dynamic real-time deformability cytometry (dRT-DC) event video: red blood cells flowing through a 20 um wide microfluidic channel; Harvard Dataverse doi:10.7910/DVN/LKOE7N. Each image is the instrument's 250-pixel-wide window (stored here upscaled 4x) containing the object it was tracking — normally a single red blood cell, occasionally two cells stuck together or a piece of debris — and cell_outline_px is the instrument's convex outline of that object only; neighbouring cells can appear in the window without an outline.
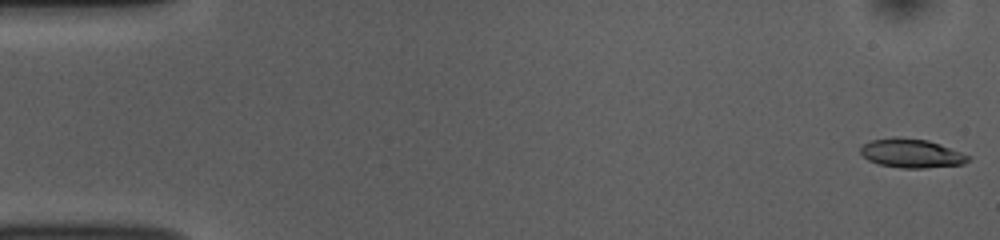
{"species": "common noctule bat (a hibernating species)", "species_latin": "Nyctalus noctula", "temperature_condition": "room temperature", "stored_images_in_passage": 52, "camera_frame_rate_fps": 3000, "um_per_image_px": 0.085, "animal": {"sex": "female", "body_mass_g": 10.0, "forearm_length_mm": 53.1}, "frame": {"image": 1, "passage_image": 1, "time_ms": 0.0, "image_size_px": [1000, 240], "cell_outline_px": [[972, 156], [964, 164], [924, 168], [900, 168], [880, 164], [868, 160], [860, 152], [860, 148], [864, 144], [872, 140], [892, 136], [928, 140], [940, 144]], "centroid_in_image_um": [77.48, 13.02], "position_along_channel_um": 7.5, "area_um2": 18.15}}
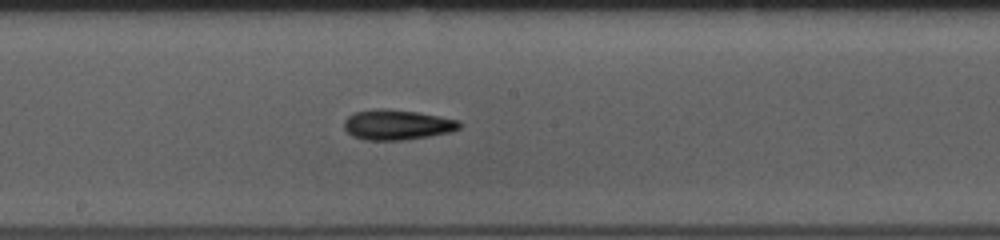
{"frame": {"image": 2, "passage_image": 28, "time_ms": 9.0, "image_size_px": [1000, 240], "cell_outline_px": [[464, 124], [460, 128], [452, 132], [404, 140], [364, 140], [352, 136], [344, 128], [344, 120], [352, 112], [376, 108], [384, 108], [416, 112], [440, 116], [460, 120]], "centroid_in_image_um": [33.76, 10.6], "position_along_channel_um": 214.4, "area_um2": 20.58}}
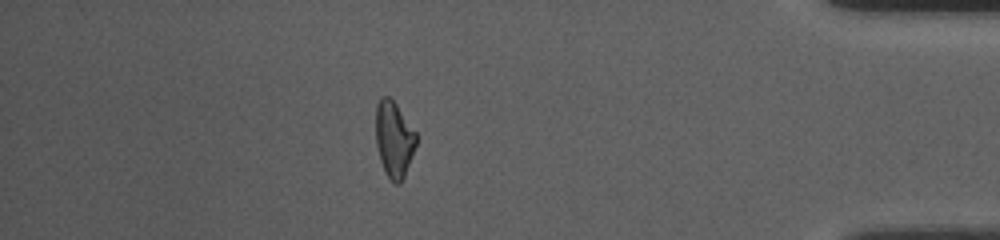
{"frame": {"image": 3, "passage_image": 46, "time_ms": 15.0, "image_size_px": [1000, 240], "cell_outline_px": [[416, 144], [412, 156], [404, 176], [400, 184], [396, 184], [388, 176], [380, 160], [376, 144], [376, 104], [384, 96], [388, 96], [396, 104], [416, 132]], "centroid_in_image_um": [33.49, 11.83], "position_along_channel_um": 401.7, "area_um2": 17.57}, "authors_computed_cell_mechanics": {"area_um2": 18.496, "velocity_mm_per_s": 3.8035, "shape_relaxation_time_tau1_ms": 7.7852, "shape_relaxation_time_tau2_ms": null, "deformation_change_tau1": 0.1914, "deformation_change_tau2": null}}